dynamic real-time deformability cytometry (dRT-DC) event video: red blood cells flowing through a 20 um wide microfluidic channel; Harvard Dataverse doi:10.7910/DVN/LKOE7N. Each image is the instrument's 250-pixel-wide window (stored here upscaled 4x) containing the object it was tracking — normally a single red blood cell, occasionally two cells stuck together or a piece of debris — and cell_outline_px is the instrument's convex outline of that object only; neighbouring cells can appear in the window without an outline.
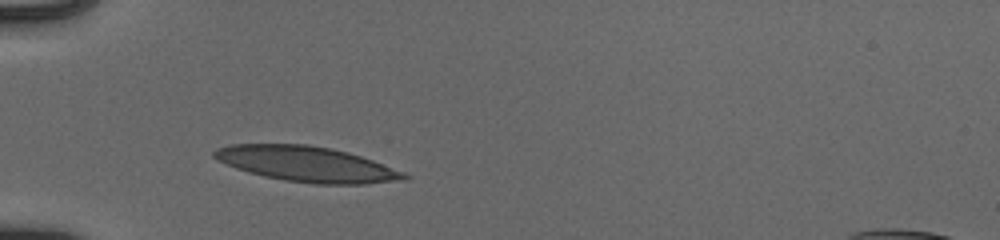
{"species": "human", "species_latin": "Homo sapiens", "temperature_condition": "cold", "stored_images_in_passage": 32, "camera_frame_rate_fps": 3000, "um_per_image_px": 0.085, "donor": {"sex": "male"}, "frame": {"image": 1, "passage_image": 1, "time_ms": 0.0, "image_size_px": [1000, 240], "cell_outline_px": [[412, 176], [404, 180], [364, 184], [316, 184], [284, 180], [264, 176], [248, 172], [236, 168], [216, 160], [212, 156], [212, 152], [216, 148], [232, 144], [308, 144], [332, 148], [348, 152], [372, 160], [404, 172]], "centroid_in_image_um": [26.06, 13.94], "position_along_channel_um": 58.9, "area_um2": 39.19}}
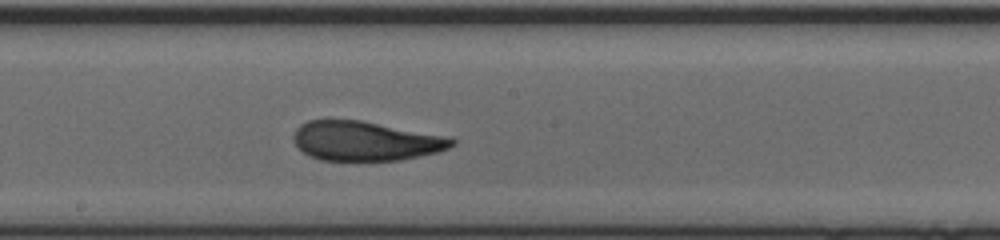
{"frame": {"image": 2, "passage_image": 14, "time_ms": 4.333, "image_size_px": [1000, 240], "cell_outline_px": [[456, 144], [448, 148], [436, 152], [400, 160], [320, 160], [308, 156], [292, 140], [292, 136], [296, 128], [300, 124], [308, 120], [360, 120], [452, 136], [456, 140]], "centroid_in_image_um": [31.09, 11.97], "position_along_channel_um": 217.1, "area_um2": 36.65}}
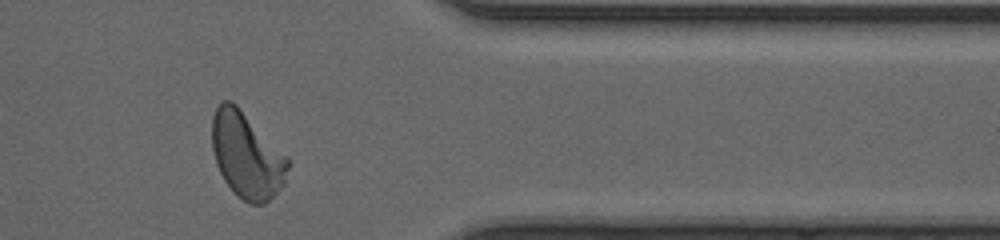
{"frame": {"image": 3, "passage_image": 28, "time_ms": 9.0, "image_size_px": [1000, 240], "cell_outline_px": [[288, 168], [284, 184], [264, 204], [248, 204], [236, 196], [224, 180], [216, 164], [212, 148], [212, 116], [220, 100], [232, 100], [288, 156]], "centroid_in_image_um": [20.95, 13.19], "position_along_channel_um": 390.4, "area_um2": 38.09}, "authors_computed_cell_mechanics": {"area_um2": 36.8475, "velocity_mm_per_s": 3.9415, "shape_relaxation_time_tau1_ms": 5.0093, "shape_relaxation_time_tau2_ms": 1.2819, "deformation_change_tau1": 0.1798, "deformation_change_tau2": 0.0743}}